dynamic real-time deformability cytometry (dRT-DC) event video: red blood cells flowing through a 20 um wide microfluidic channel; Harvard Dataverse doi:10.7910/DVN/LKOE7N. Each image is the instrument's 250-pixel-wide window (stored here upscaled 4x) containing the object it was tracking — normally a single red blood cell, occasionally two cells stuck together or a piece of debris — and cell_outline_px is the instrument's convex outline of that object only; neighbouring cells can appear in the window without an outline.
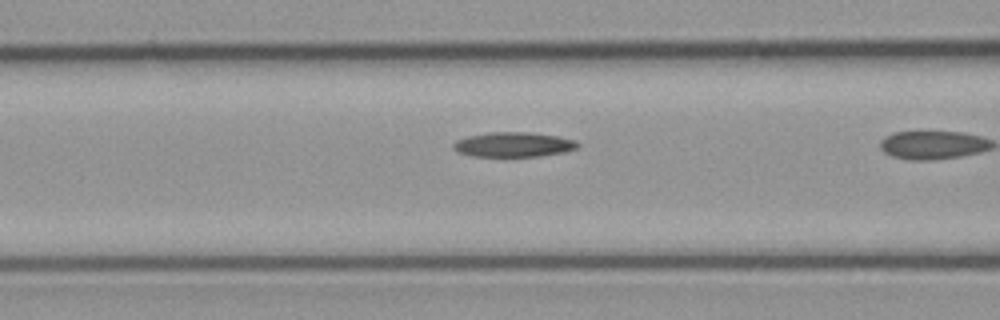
{"species": "common noctule bat (a hibernating species)", "species_latin": "Nyctalus noctula", "temperature_condition": "cold", "stored_images_in_passage": 16, "camera_frame_rate_fps": 3000, "um_per_image_px": 0.085, "animal": {"sex": "male", "body_mass_g": 23.1, "forearm_length_mm": 52.7}, "frame": {"image": 1, "passage_image": 15, "time_ms": 4.667, "image_size_px": [1000, 320], "cell_outline_px": [[580, 144], [576, 148], [564, 152], [540, 156], [472, 156], [456, 152], [452, 148], [452, 144], [456, 140], [468, 136], [488, 132], [532, 132], [560, 136], [576, 140]], "centroid_in_image_um": [43.64, 12.28], "position_along_channel_um": 123.0, "area_um2": 18.15}}